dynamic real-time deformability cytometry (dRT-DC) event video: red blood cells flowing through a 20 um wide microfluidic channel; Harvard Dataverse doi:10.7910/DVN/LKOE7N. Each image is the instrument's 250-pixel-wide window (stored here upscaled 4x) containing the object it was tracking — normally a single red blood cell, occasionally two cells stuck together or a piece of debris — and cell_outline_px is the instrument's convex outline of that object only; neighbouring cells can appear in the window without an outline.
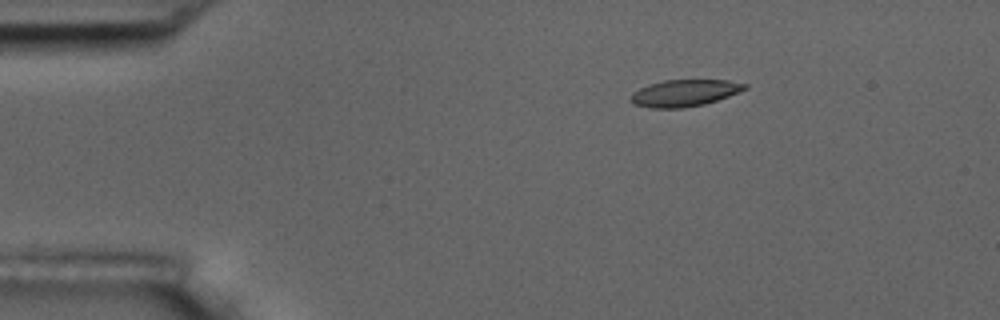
{"species": "common noctule bat (a hibernating species)", "species_latin": "Nyctalus noctula", "temperature_condition": "room temperature", "stored_images_in_passage": 5, "camera_frame_rate_fps": 3000, "um_per_image_px": 0.085, "animal": {"sex": "male", "body_mass_g": 17.5, "forearm_length_mm": 52.3}, "frame": {"image": 1, "passage_image": 3, "time_ms": 3.0, "image_size_px": [1000, 320], "cell_outline_px": [[748, 88], [728, 96], [704, 104], [684, 108], [652, 108], [632, 104], [628, 100], [632, 92], [648, 84], [664, 80], [728, 80], [748, 84]], "centroid_in_image_um": [58.14, 7.91], "position_along_channel_um": 26.9, "area_um2": 17.92}}